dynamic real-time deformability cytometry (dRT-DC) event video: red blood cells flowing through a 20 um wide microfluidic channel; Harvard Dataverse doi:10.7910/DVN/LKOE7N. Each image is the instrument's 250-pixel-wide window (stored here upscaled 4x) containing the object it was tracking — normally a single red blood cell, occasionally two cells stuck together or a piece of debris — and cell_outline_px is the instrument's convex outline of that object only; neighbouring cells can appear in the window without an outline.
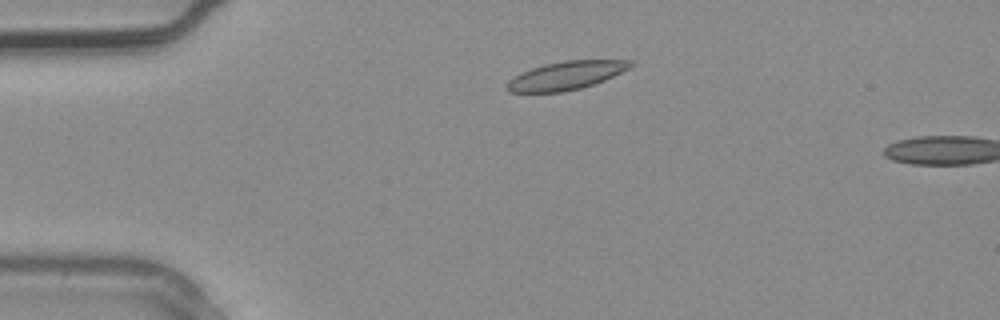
{"species": "common noctule bat (a hibernating species)", "species_latin": "Nyctalus noctula", "temperature_condition": "warm", "stored_images_in_passage": 3, "segment_of_instrument_passage": [1, 2], "camera_frame_rate_fps": 3000, "um_per_image_px": 0.085, "animal": {"sex": "male", "body_mass_g": 20.4}, "frame": {"image": 1, "passage_image": 2, "time_ms": 0.333, "image_size_px": [1000, 320], "cell_outline_px": [[636, 64], [604, 80], [580, 88], [564, 92], [508, 92], [504, 84], [512, 76], [520, 72], [544, 64], [564, 60], [632, 60]], "centroid_in_image_um": [48.06, 6.41], "position_along_channel_um": 36.9, "area_um2": 20.46}}